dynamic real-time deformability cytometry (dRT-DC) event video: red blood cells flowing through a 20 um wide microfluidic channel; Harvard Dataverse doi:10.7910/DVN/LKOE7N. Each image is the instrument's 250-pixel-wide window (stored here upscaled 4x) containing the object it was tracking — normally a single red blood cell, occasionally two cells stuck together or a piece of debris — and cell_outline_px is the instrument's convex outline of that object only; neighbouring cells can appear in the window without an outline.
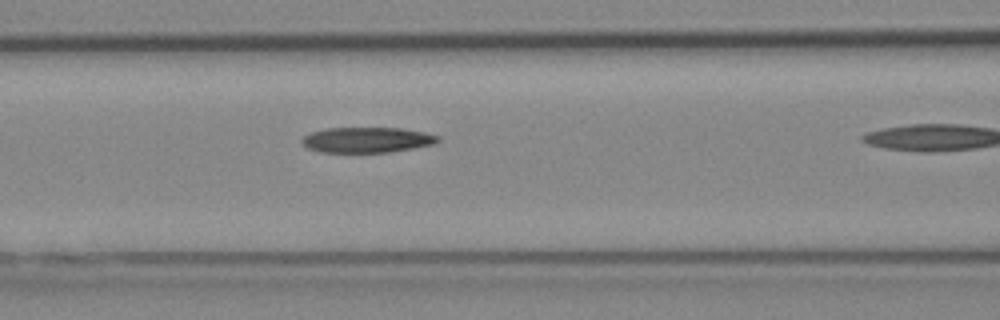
{"species": "Egyptian fruit bat (a non-hibernating species)", "species_latin": "Rousettus aegyptiacus", "temperature_condition": "cold", "stored_images_in_passage": 22, "camera_frame_rate_fps": 3000, "um_per_image_px": 0.085, "animal": {"sex": "female"}, "frame": {"image": 1, "passage_image": 18, "time_ms": 5.667, "image_size_px": [1000, 320], "cell_outline_px": [[440, 140], [436, 144], [388, 152], [320, 152], [308, 148], [300, 140], [304, 136], [312, 132], [328, 128], [400, 128], [424, 132], [440, 136]], "centroid_in_image_um": [31.22, 11.89], "position_along_channel_um": 135.4, "area_um2": 20.06}}